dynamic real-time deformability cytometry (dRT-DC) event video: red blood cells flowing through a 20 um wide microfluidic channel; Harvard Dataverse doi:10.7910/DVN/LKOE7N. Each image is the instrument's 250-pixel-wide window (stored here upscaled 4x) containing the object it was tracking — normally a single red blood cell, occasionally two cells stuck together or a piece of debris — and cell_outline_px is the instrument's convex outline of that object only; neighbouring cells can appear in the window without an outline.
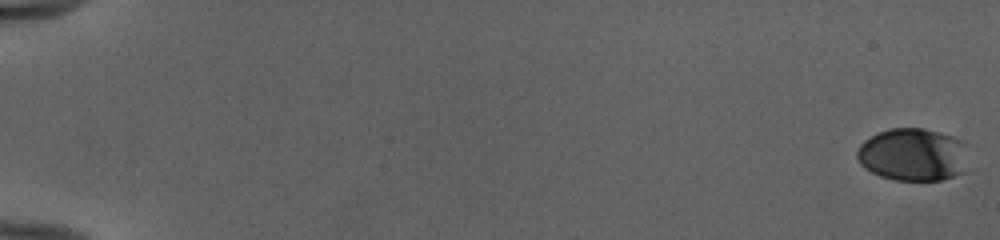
{"species": "human", "species_latin": "Homo sapiens", "temperature_condition": "cold", "stored_images_in_passage": 54, "camera_frame_rate_fps": 3000, "um_per_image_px": 0.085, "donor": {"sex": "female"}, "frame": {"image": 1, "passage_image": 1, "time_ms": 0.0, "image_size_px": [1000, 240], "cell_outline_px": [[968, 172], [940, 180], [892, 180], [880, 176], [864, 168], [860, 164], [856, 156], [856, 152], [860, 144], [864, 140], [880, 132], [892, 128], [924, 128], [940, 132], [952, 136], [960, 140]], "centroid_in_image_um": [77.56, 13.16], "position_along_channel_um": 7.4, "area_um2": 34.16}}
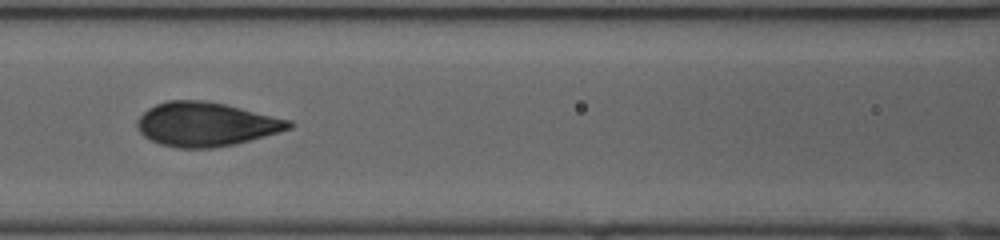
{"frame": {"image": 2, "passage_image": 27, "time_ms": 8.667, "image_size_px": [1000, 240], "cell_outline_px": [[296, 124], [292, 128], [248, 140], [232, 144], [212, 148], [176, 148], [160, 144], [144, 136], [140, 132], [136, 124], [136, 120], [148, 108], [156, 104], [168, 100], [204, 100], [224, 104], [292, 120]], "centroid_in_image_um": [17.49, 10.55], "position_along_channel_um": 149.1, "area_um2": 38.73}}
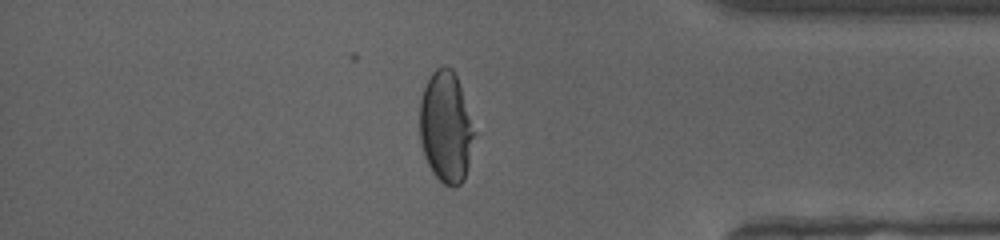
{"frame": {"image": 3, "passage_image": 47, "time_ms": 15.333, "image_size_px": [1000, 240], "cell_outline_px": [[476, 132], [464, 180], [460, 184], [444, 184], [432, 172], [424, 156], [420, 140], [420, 100], [424, 88], [432, 72], [436, 68], [444, 64], [452, 68], [456, 76]], "centroid_in_image_um": [37.9, 10.78], "position_along_channel_um": 397.3, "area_um2": 35.14}, "authors_computed_cell_mechanics": {"area_um2": 37.3099, "velocity_mm_per_s": 3.9993, "shape_relaxation_time_tau1_ms": 5.2502, "shape_relaxation_time_tau2_ms": null, "deformation_change_tau1": 0.2152, "deformation_change_tau2": null}}